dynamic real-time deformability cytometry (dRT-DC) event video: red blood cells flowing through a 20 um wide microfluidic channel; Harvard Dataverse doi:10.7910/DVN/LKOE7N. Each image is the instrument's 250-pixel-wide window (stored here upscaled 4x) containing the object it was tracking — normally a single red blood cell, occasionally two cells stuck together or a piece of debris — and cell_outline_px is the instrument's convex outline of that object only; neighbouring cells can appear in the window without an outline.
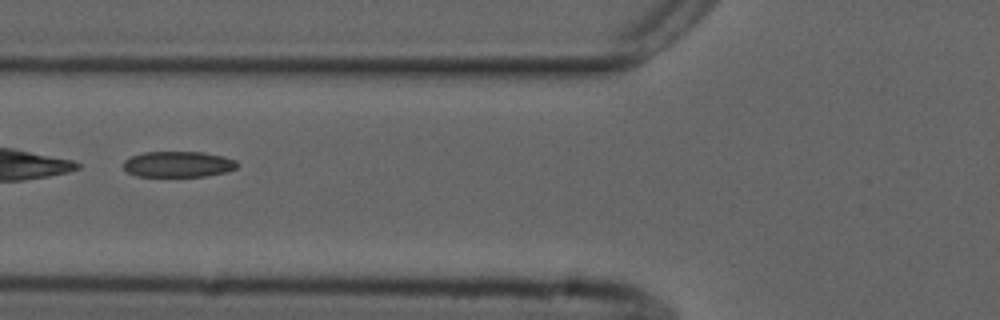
{"species": "common noctule bat (a hibernating species)", "species_latin": "Nyctalus noctula", "temperature_condition": "cold", "stored_images_in_passage": 53, "camera_frame_rate_fps": 3000, "um_per_image_px": 0.085, "animal": {"sex": "male", "forearm_length_mm": 52.5}, "frame": {"image": 1, "passage_image": 21, "time_ms": 6.667, "image_size_px": [1000, 320], "cell_outline_px": [[240, 164], [236, 168], [224, 172], [204, 176], [136, 176], [128, 172], [124, 168], [124, 160], [132, 156], [144, 152], [204, 152], [224, 156], [236, 160]], "centroid_in_image_um": [15.17, 13.95], "position_along_channel_um": 110.6, "area_um2": 17.11}}
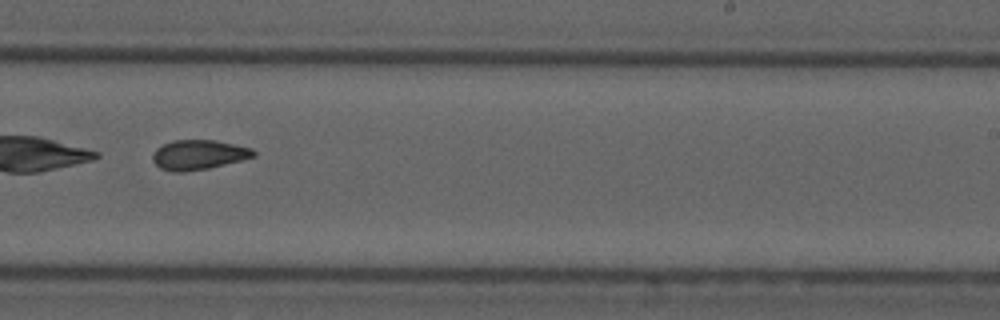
{"frame": {"image": 2, "passage_image": 34, "time_ms": 11.0, "image_size_px": [1000, 320], "cell_outline_px": [[256, 156], [208, 168], [184, 172], [172, 172], [160, 168], [152, 160], [152, 156], [156, 148], [172, 140], [216, 140], [252, 148], [256, 152]], "centroid_in_image_um": [16.86, 13.15], "position_along_channel_um": 272.1, "area_um2": 17.46}}